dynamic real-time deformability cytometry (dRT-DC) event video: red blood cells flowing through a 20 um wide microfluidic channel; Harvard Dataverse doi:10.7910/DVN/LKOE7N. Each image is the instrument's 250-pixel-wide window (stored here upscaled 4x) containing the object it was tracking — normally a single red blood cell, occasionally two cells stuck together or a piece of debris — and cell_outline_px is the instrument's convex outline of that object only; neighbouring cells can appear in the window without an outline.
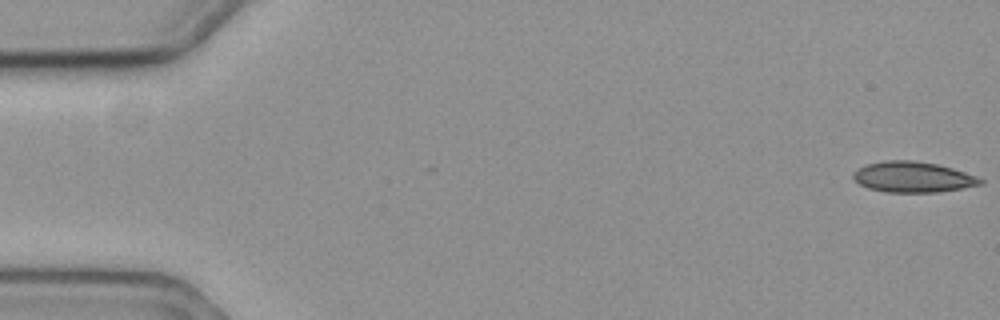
{"species": "common noctule bat (a hibernating species)", "species_latin": "Nyctalus noctula", "temperature_condition": "cold", "stored_images_in_passage": 2, "camera_frame_rate_fps": 3000, "um_per_image_px": 0.085, "animal": {"sex": "female", "body_mass_g": 19.3, "forearm_length_mm": 54.1}, "frame": {"image": 1, "passage_image": 2, "time_ms": 0.333, "image_size_px": [1000, 320], "cell_outline_px": [[984, 184], [940, 192], [888, 192], [868, 188], [860, 184], [852, 176], [852, 172], [856, 168], [864, 164], [884, 160], [916, 160], [936, 164], [952, 168], [976, 176], [984, 180]], "centroid_in_image_um": [77.57, 15.03], "position_along_channel_um": 7.4, "area_um2": 22.89}}